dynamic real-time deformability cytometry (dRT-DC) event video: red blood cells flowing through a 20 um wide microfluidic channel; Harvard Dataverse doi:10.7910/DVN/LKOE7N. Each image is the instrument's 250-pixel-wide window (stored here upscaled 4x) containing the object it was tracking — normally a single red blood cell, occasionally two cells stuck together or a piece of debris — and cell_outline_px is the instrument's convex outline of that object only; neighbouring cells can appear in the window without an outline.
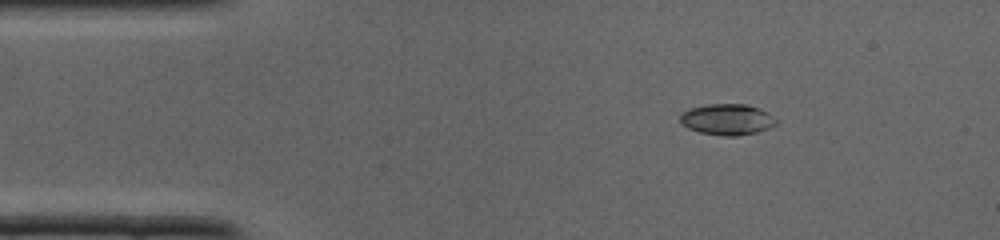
{"species": "common noctule bat (a hibernating species)", "species_latin": "Nyctalus noctula", "temperature_condition": "cold", "stored_images_in_passage": 33, "camera_frame_rate_fps": 3000, "um_per_image_px": 0.085, "animal": {"sex": "male", "body_mass_g": 19.0, "forearm_length_mm": 50.8}, "frame": {"image": 1, "passage_image": 2, "time_ms": 0.333, "image_size_px": [1000, 240], "cell_outline_px": [[776, 124], [768, 128], [756, 132], [736, 136], [724, 136], [700, 132], [688, 128], [680, 124], [680, 112], [688, 108], [708, 104], [748, 104], [760, 108], [768, 112], [776, 120]], "centroid_in_image_um": [61.77, 10.14], "position_along_channel_um": 23.2, "area_um2": 17.51}}
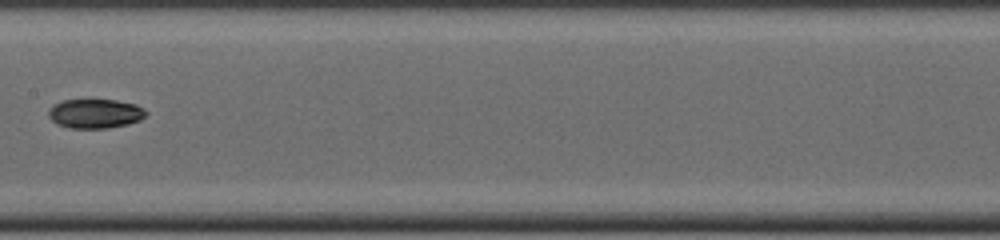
{"frame": {"image": 2, "passage_image": 15, "time_ms": 4.667, "image_size_px": [1000, 240], "cell_outline_px": [[148, 112], [140, 120], [128, 124], [108, 128], [68, 128], [56, 124], [48, 116], [48, 112], [56, 104], [64, 100], [116, 100], [136, 104], [144, 108]], "centroid_in_image_um": [8.12, 9.66], "position_along_channel_um": 199.3, "area_um2": 16.59}}
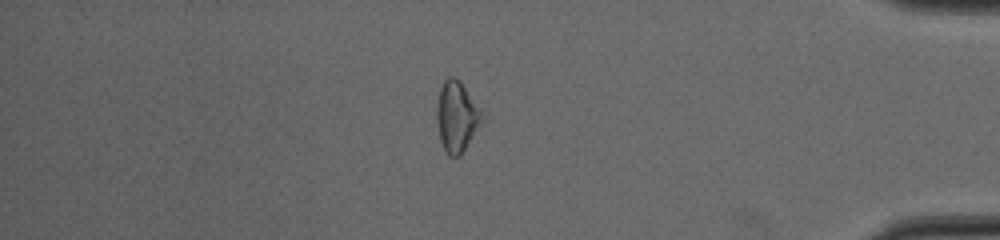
{"frame": {"image": 3, "passage_image": 28, "time_ms": 9.0, "image_size_px": [1000, 240], "cell_outline_px": [[480, 116], [460, 156], [448, 156], [440, 140], [436, 116], [436, 112], [440, 88], [444, 80], [448, 76], [456, 76], [460, 80], [480, 112]], "centroid_in_image_um": [38.71, 9.85], "position_along_channel_um": 396.5, "area_um2": 17.34}}